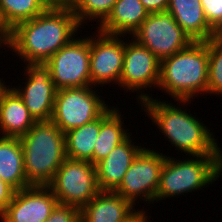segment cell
<instances>
[{"label":"cell","instance_id":"obj_1","mask_svg":"<svg viewBox=\"0 0 222 222\" xmlns=\"http://www.w3.org/2000/svg\"><path fill=\"white\" fill-rule=\"evenodd\" d=\"M80 28V29H79ZM81 31L72 10L46 9L11 30L10 51L26 63H45Z\"/></svg>","mask_w":222,"mask_h":222},{"label":"cell","instance_id":"obj_2","mask_svg":"<svg viewBox=\"0 0 222 222\" xmlns=\"http://www.w3.org/2000/svg\"><path fill=\"white\" fill-rule=\"evenodd\" d=\"M174 102L179 103L178 106L173 105L171 101L161 102L160 99L151 98L141 104V109L146 112L151 122L157 125L165 140L176 147L175 150L178 152L187 153L186 156L222 155V149L218 146L213 130H209L201 119L196 118V115L192 116L190 111L187 112L188 109H184L191 101Z\"/></svg>","mask_w":222,"mask_h":222},{"label":"cell","instance_id":"obj_3","mask_svg":"<svg viewBox=\"0 0 222 222\" xmlns=\"http://www.w3.org/2000/svg\"><path fill=\"white\" fill-rule=\"evenodd\" d=\"M208 41H193L187 48L160 61L158 90L174 101H193L207 95ZM194 97V98H193Z\"/></svg>","mask_w":222,"mask_h":222},{"label":"cell","instance_id":"obj_4","mask_svg":"<svg viewBox=\"0 0 222 222\" xmlns=\"http://www.w3.org/2000/svg\"><path fill=\"white\" fill-rule=\"evenodd\" d=\"M30 185L47 186L66 157L65 134L50 121H37L20 137Z\"/></svg>","mask_w":222,"mask_h":222},{"label":"cell","instance_id":"obj_5","mask_svg":"<svg viewBox=\"0 0 222 222\" xmlns=\"http://www.w3.org/2000/svg\"><path fill=\"white\" fill-rule=\"evenodd\" d=\"M189 158L166 156L154 203L202 190L222 176V155H190Z\"/></svg>","mask_w":222,"mask_h":222},{"label":"cell","instance_id":"obj_6","mask_svg":"<svg viewBox=\"0 0 222 222\" xmlns=\"http://www.w3.org/2000/svg\"><path fill=\"white\" fill-rule=\"evenodd\" d=\"M94 86L63 88L56 92L51 121L66 132L90 123L110 106ZM94 89V90H93ZM96 90V91H95Z\"/></svg>","mask_w":222,"mask_h":222},{"label":"cell","instance_id":"obj_7","mask_svg":"<svg viewBox=\"0 0 222 222\" xmlns=\"http://www.w3.org/2000/svg\"><path fill=\"white\" fill-rule=\"evenodd\" d=\"M58 204L83 208L99 192L96 167L89 161L66 158L47 185Z\"/></svg>","mask_w":222,"mask_h":222},{"label":"cell","instance_id":"obj_8","mask_svg":"<svg viewBox=\"0 0 222 222\" xmlns=\"http://www.w3.org/2000/svg\"><path fill=\"white\" fill-rule=\"evenodd\" d=\"M145 147L125 173L115 193L130 201L134 206L140 201L150 204L155 201L160 175L166 156Z\"/></svg>","mask_w":222,"mask_h":222},{"label":"cell","instance_id":"obj_9","mask_svg":"<svg viewBox=\"0 0 222 222\" xmlns=\"http://www.w3.org/2000/svg\"><path fill=\"white\" fill-rule=\"evenodd\" d=\"M89 63L90 36L86 35L74 37L45 62L57 90L92 86Z\"/></svg>","mask_w":222,"mask_h":222},{"label":"cell","instance_id":"obj_10","mask_svg":"<svg viewBox=\"0 0 222 222\" xmlns=\"http://www.w3.org/2000/svg\"><path fill=\"white\" fill-rule=\"evenodd\" d=\"M160 80V60L145 46L135 39L124 42L123 69L119 80V87L130 92H137V102L141 105L151 99L152 94L145 93L158 87ZM141 90V91H140ZM151 95V96H150ZM140 101V102H139Z\"/></svg>","mask_w":222,"mask_h":222},{"label":"cell","instance_id":"obj_11","mask_svg":"<svg viewBox=\"0 0 222 222\" xmlns=\"http://www.w3.org/2000/svg\"><path fill=\"white\" fill-rule=\"evenodd\" d=\"M131 37L160 61L184 50L193 42L167 11L149 13Z\"/></svg>","mask_w":222,"mask_h":222},{"label":"cell","instance_id":"obj_12","mask_svg":"<svg viewBox=\"0 0 222 222\" xmlns=\"http://www.w3.org/2000/svg\"><path fill=\"white\" fill-rule=\"evenodd\" d=\"M97 31V33H96ZM90 35V75L91 85H118L123 69L124 35L106 34L98 29ZM125 38V39H124ZM123 39V40H122ZM103 85V86H102Z\"/></svg>","mask_w":222,"mask_h":222},{"label":"cell","instance_id":"obj_13","mask_svg":"<svg viewBox=\"0 0 222 222\" xmlns=\"http://www.w3.org/2000/svg\"><path fill=\"white\" fill-rule=\"evenodd\" d=\"M26 80L22 87H12L23 99L25 106L36 121H50L57 89L45 63H26L23 68Z\"/></svg>","mask_w":222,"mask_h":222},{"label":"cell","instance_id":"obj_14","mask_svg":"<svg viewBox=\"0 0 222 222\" xmlns=\"http://www.w3.org/2000/svg\"><path fill=\"white\" fill-rule=\"evenodd\" d=\"M58 204L48 186L31 185L14 192L0 215L2 222H45Z\"/></svg>","mask_w":222,"mask_h":222},{"label":"cell","instance_id":"obj_15","mask_svg":"<svg viewBox=\"0 0 222 222\" xmlns=\"http://www.w3.org/2000/svg\"><path fill=\"white\" fill-rule=\"evenodd\" d=\"M143 208L135 206L114 191H100L88 204L80 209V222H135Z\"/></svg>","mask_w":222,"mask_h":222},{"label":"cell","instance_id":"obj_16","mask_svg":"<svg viewBox=\"0 0 222 222\" xmlns=\"http://www.w3.org/2000/svg\"><path fill=\"white\" fill-rule=\"evenodd\" d=\"M131 135L132 133L95 165L100 191H114L137 155L145 148L144 145H136Z\"/></svg>","mask_w":222,"mask_h":222},{"label":"cell","instance_id":"obj_17","mask_svg":"<svg viewBox=\"0 0 222 222\" xmlns=\"http://www.w3.org/2000/svg\"><path fill=\"white\" fill-rule=\"evenodd\" d=\"M36 122L23 99L12 86L6 85L0 91V136L20 138Z\"/></svg>","mask_w":222,"mask_h":222},{"label":"cell","instance_id":"obj_18","mask_svg":"<svg viewBox=\"0 0 222 222\" xmlns=\"http://www.w3.org/2000/svg\"><path fill=\"white\" fill-rule=\"evenodd\" d=\"M167 12L192 41H208L219 35L208 23L200 0H169Z\"/></svg>","mask_w":222,"mask_h":222},{"label":"cell","instance_id":"obj_19","mask_svg":"<svg viewBox=\"0 0 222 222\" xmlns=\"http://www.w3.org/2000/svg\"><path fill=\"white\" fill-rule=\"evenodd\" d=\"M148 15L140 0H117L110 15L96 29L111 35L126 37L128 34L129 40Z\"/></svg>","mask_w":222,"mask_h":222},{"label":"cell","instance_id":"obj_20","mask_svg":"<svg viewBox=\"0 0 222 222\" xmlns=\"http://www.w3.org/2000/svg\"><path fill=\"white\" fill-rule=\"evenodd\" d=\"M120 108L109 107L100 116V131L93 151V165L106 158L108 154L131 133L124 129L125 123L121 116Z\"/></svg>","mask_w":222,"mask_h":222},{"label":"cell","instance_id":"obj_21","mask_svg":"<svg viewBox=\"0 0 222 222\" xmlns=\"http://www.w3.org/2000/svg\"><path fill=\"white\" fill-rule=\"evenodd\" d=\"M0 178L15 191L31 186L25 176L20 138L0 136Z\"/></svg>","mask_w":222,"mask_h":222},{"label":"cell","instance_id":"obj_22","mask_svg":"<svg viewBox=\"0 0 222 222\" xmlns=\"http://www.w3.org/2000/svg\"><path fill=\"white\" fill-rule=\"evenodd\" d=\"M100 131V117L65 133L66 157L89 161L93 164V151Z\"/></svg>","mask_w":222,"mask_h":222},{"label":"cell","instance_id":"obj_23","mask_svg":"<svg viewBox=\"0 0 222 222\" xmlns=\"http://www.w3.org/2000/svg\"><path fill=\"white\" fill-rule=\"evenodd\" d=\"M46 7L40 0H0V13L12 30L17 24L43 13Z\"/></svg>","mask_w":222,"mask_h":222},{"label":"cell","instance_id":"obj_24","mask_svg":"<svg viewBox=\"0 0 222 222\" xmlns=\"http://www.w3.org/2000/svg\"><path fill=\"white\" fill-rule=\"evenodd\" d=\"M116 1L117 0H76L72 11L80 26L90 21H95L98 23L97 25L100 26L110 15Z\"/></svg>","mask_w":222,"mask_h":222},{"label":"cell","instance_id":"obj_25","mask_svg":"<svg viewBox=\"0 0 222 222\" xmlns=\"http://www.w3.org/2000/svg\"><path fill=\"white\" fill-rule=\"evenodd\" d=\"M207 94L222 96V34L208 40Z\"/></svg>","mask_w":222,"mask_h":222},{"label":"cell","instance_id":"obj_26","mask_svg":"<svg viewBox=\"0 0 222 222\" xmlns=\"http://www.w3.org/2000/svg\"><path fill=\"white\" fill-rule=\"evenodd\" d=\"M208 23L222 34V0H200Z\"/></svg>","mask_w":222,"mask_h":222},{"label":"cell","instance_id":"obj_27","mask_svg":"<svg viewBox=\"0 0 222 222\" xmlns=\"http://www.w3.org/2000/svg\"><path fill=\"white\" fill-rule=\"evenodd\" d=\"M45 222H80V208L57 204Z\"/></svg>","mask_w":222,"mask_h":222},{"label":"cell","instance_id":"obj_28","mask_svg":"<svg viewBox=\"0 0 222 222\" xmlns=\"http://www.w3.org/2000/svg\"><path fill=\"white\" fill-rule=\"evenodd\" d=\"M15 190L0 178V215L11 202Z\"/></svg>","mask_w":222,"mask_h":222},{"label":"cell","instance_id":"obj_29","mask_svg":"<svg viewBox=\"0 0 222 222\" xmlns=\"http://www.w3.org/2000/svg\"><path fill=\"white\" fill-rule=\"evenodd\" d=\"M149 13L166 12L169 0H140Z\"/></svg>","mask_w":222,"mask_h":222},{"label":"cell","instance_id":"obj_30","mask_svg":"<svg viewBox=\"0 0 222 222\" xmlns=\"http://www.w3.org/2000/svg\"><path fill=\"white\" fill-rule=\"evenodd\" d=\"M46 9H68L72 10L76 0H40Z\"/></svg>","mask_w":222,"mask_h":222},{"label":"cell","instance_id":"obj_31","mask_svg":"<svg viewBox=\"0 0 222 222\" xmlns=\"http://www.w3.org/2000/svg\"><path fill=\"white\" fill-rule=\"evenodd\" d=\"M11 30H0V49L10 48Z\"/></svg>","mask_w":222,"mask_h":222},{"label":"cell","instance_id":"obj_32","mask_svg":"<svg viewBox=\"0 0 222 222\" xmlns=\"http://www.w3.org/2000/svg\"><path fill=\"white\" fill-rule=\"evenodd\" d=\"M0 30H10V28L5 24L1 13H0Z\"/></svg>","mask_w":222,"mask_h":222},{"label":"cell","instance_id":"obj_33","mask_svg":"<svg viewBox=\"0 0 222 222\" xmlns=\"http://www.w3.org/2000/svg\"><path fill=\"white\" fill-rule=\"evenodd\" d=\"M3 79L2 78H0V91L6 86V83H5V81H3Z\"/></svg>","mask_w":222,"mask_h":222},{"label":"cell","instance_id":"obj_34","mask_svg":"<svg viewBox=\"0 0 222 222\" xmlns=\"http://www.w3.org/2000/svg\"><path fill=\"white\" fill-rule=\"evenodd\" d=\"M148 217H150V216H145L140 222H149L148 220H149V218Z\"/></svg>","mask_w":222,"mask_h":222},{"label":"cell","instance_id":"obj_35","mask_svg":"<svg viewBox=\"0 0 222 222\" xmlns=\"http://www.w3.org/2000/svg\"><path fill=\"white\" fill-rule=\"evenodd\" d=\"M145 216V214H142L135 222H140Z\"/></svg>","mask_w":222,"mask_h":222}]
</instances>
